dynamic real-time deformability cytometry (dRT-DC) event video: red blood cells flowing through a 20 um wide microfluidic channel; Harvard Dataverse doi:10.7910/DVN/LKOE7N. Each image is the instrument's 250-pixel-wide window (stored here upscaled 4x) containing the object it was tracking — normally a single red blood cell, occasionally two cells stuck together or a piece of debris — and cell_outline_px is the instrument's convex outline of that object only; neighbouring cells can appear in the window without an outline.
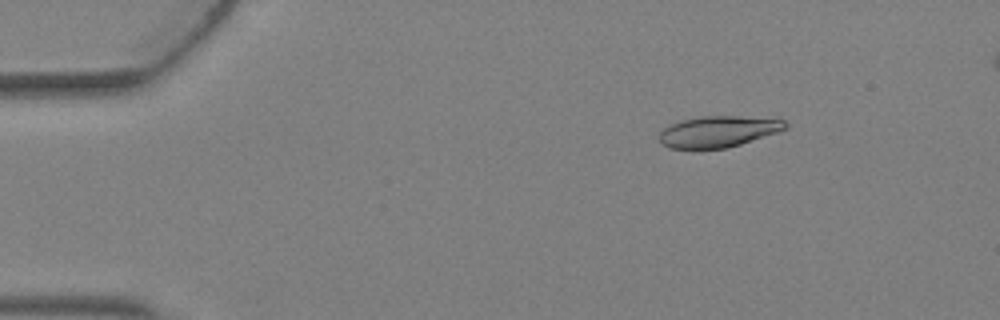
{"species": "Egyptian fruit bat (a non-hibernating species)", "species_latin": "Rousettus aegyptiacus", "temperature_condition": "warm", "stored_images_in_passage": 3, "camera_frame_rate_fps": 3000, "um_per_image_px": 0.085, "animal": {"sex": "female"}, "frame": {"image": 1, "passage_image": 1, "time_ms": 0.0, "image_size_px": [1000, 320], "cell_outline_px": [[788, 128], [728, 148], [692, 152], [668, 148], [660, 144], [660, 132], [664, 128], [680, 120], [700, 116], [740, 116], [784, 120], [788, 124]], "centroid_in_image_um": [60.96, 11.23], "position_along_channel_um": 24.0, "area_um2": 23.58}}